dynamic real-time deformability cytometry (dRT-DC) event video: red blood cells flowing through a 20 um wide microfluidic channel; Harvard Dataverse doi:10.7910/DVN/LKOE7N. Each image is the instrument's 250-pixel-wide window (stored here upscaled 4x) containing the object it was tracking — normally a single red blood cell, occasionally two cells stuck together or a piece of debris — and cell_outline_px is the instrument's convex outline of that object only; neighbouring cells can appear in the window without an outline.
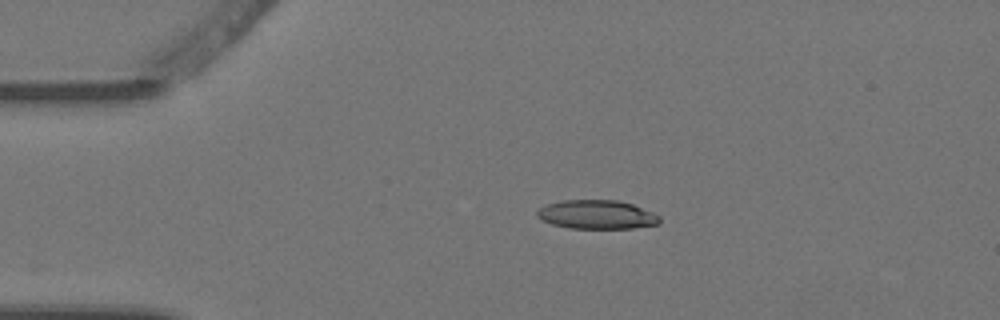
{"species": "Egyptian fruit bat (a non-hibernating species)", "species_latin": "Rousettus aegyptiacus", "temperature_condition": "warm", "stored_images_in_passage": 5, "camera_frame_rate_fps": 3000, "um_per_image_px": 0.085, "animal": {"sex": "female"}, "frame": {"image": 1, "passage_image": 4, "time_ms": 1.0, "image_size_px": [1000, 320], "cell_outline_px": [[660, 224], [632, 228], [568, 228], [552, 224], [540, 220], [536, 216], [536, 212], [540, 208], [548, 204], [560, 200], [616, 200], [632, 204], [652, 212], [660, 216]], "centroid_in_image_um": [50.71, 18.24], "position_along_channel_um": 34.3, "area_um2": 20.63}}